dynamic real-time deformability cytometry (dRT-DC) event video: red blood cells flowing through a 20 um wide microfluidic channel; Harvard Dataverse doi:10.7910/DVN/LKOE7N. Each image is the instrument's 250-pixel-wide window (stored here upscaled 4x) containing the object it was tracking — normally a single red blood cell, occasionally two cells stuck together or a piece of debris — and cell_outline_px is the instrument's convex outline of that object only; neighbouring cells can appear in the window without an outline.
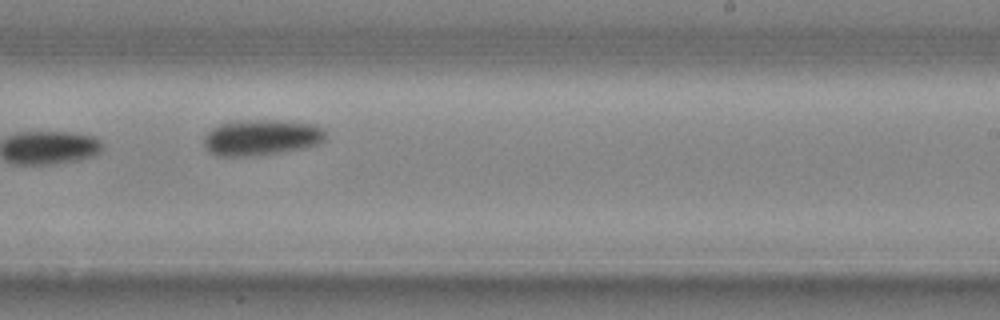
{"species": "common noctule bat (a hibernating species)", "species_latin": "Nyctalus noctula", "temperature_condition": "cold", "stored_images_in_passage": 18, "camera_frame_rate_fps": 3000, "um_per_image_px": 0.085, "animal": {"sex": "male", "body_mass_g": 20.4}, "frame": {"image": 1, "passage_image": 11, "time_ms": 3.333, "image_size_px": [1000, 320], "cell_outline_px": [[324, 140], [320, 144], [304, 148], [256, 156], [216, 156], [208, 152], [204, 144], [204, 136], [212, 128], [220, 124], [236, 120], [280, 120], [316, 124], [324, 128]], "centroid_in_image_um": [22.21, 11.68], "position_along_channel_um": 266.8, "area_um2": 25.78}}